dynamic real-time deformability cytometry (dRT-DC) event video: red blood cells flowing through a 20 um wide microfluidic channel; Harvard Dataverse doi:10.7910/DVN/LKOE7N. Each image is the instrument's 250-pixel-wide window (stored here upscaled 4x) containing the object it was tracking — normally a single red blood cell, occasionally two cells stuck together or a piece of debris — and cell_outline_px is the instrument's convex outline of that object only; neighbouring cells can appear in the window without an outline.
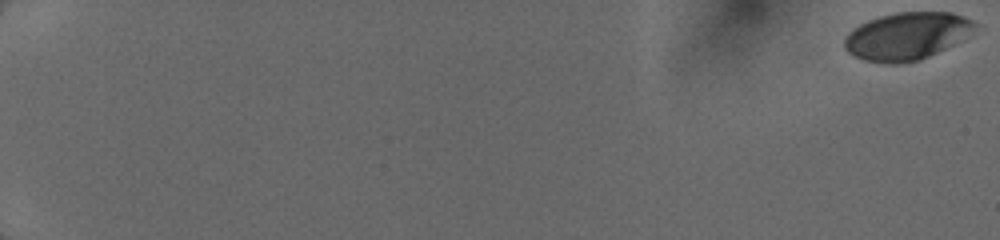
{"species": "human", "species_latin": "Homo sapiens", "temperature_condition": "cold", "stored_images_in_passage": 75, "camera_frame_rate_fps": 3000, "um_per_image_px": 0.085, "donor": {"sex": "female"}, "frame": {"image": 1, "passage_image": 1, "time_ms": 0.0, "image_size_px": [1000, 240], "cell_outline_px": [[976, 24], [960, 40], [920, 60], [896, 64], [888, 64], [864, 60], [852, 56], [844, 48], [844, 36], [848, 32], [860, 24], [868, 20], [880, 16], [896, 12], [952, 12], [964, 16], [972, 20]], "centroid_in_image_um": [76.99, 3.07], "position_along_channel_um": 8.0, "area_um2": 35.78}}
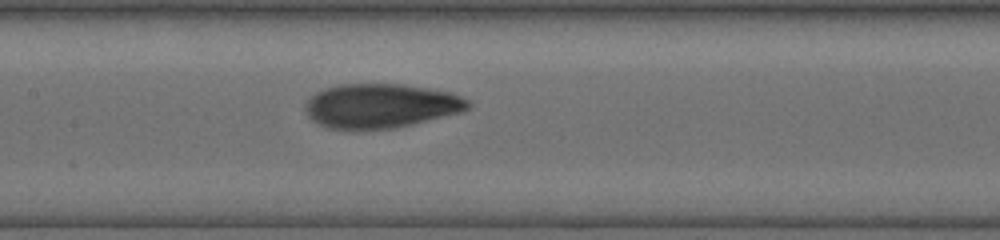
{"frame": {"image": 2, "passage_image": 32, "time_ms": 9.667, "image_size_px": [1000, 240], "cell_outline_px": [[472, 104], [464, 112], [396, 128], [360, 132], [328, 128], [316, 124], [308, 116], [304, 108], [304, 104], [316, 92], [324, 88], [340, 84], [404, 84], [428, 88], [448, 92], [460, 96], [468, 100]], "centroid_in_image_um": [32.33, 9.03], "position_along_channel_um": 175.1, "area_um2": 43.0}}
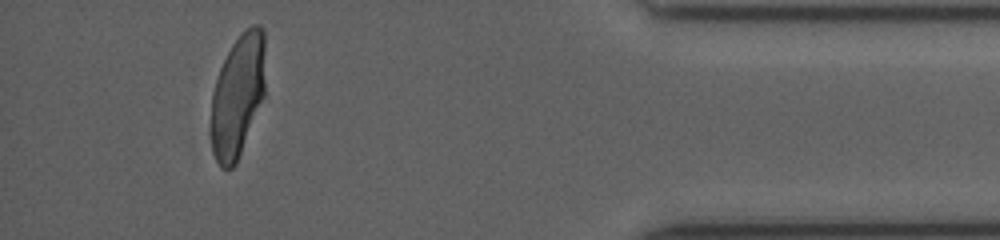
{"frame": {"image": 3, "passage_image": 69, "time_ms": 16.333, "image_size_px": [1000, 240], "cell_outline_px": [[264, 96], [240, 152], [232, 168], [220, 168], [212, 152], [212, 92], [220, 68], [232, 44], [252, 24], [260, 24], [264, 28]], "centroid_in_image_um": [20.21, 8.1], "position_along_channel_um": 415.0, "area_um2": 38.03}}